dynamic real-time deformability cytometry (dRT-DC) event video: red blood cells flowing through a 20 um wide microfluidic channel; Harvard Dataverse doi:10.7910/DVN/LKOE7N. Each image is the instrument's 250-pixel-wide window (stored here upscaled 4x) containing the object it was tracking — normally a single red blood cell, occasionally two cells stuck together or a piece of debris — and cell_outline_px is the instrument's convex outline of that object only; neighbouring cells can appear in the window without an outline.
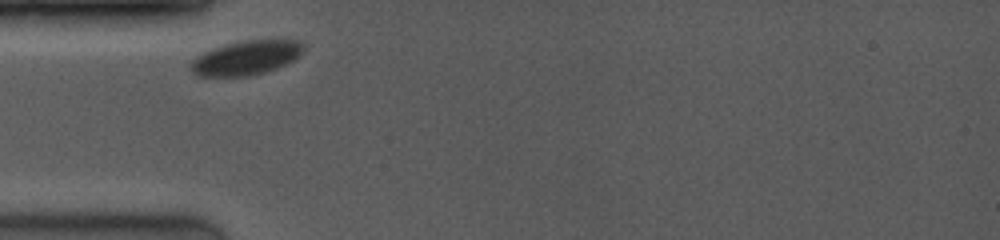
{"species": "common noctule bat (a hibernating species)", "species_latin": "Nyctalus noctula", "temperature_condition": "room temperature", "stored_images_in_passage": 3, "camera_frame_rate_fps": 4000, "um_per_image_px": 0.085, "animal": {"sex": "female", "body_mass_g": 19.0, "forearm_length_mm": 53.3}, "frame": {"image": 1, "passage_image": 1, "time_ms": 0.0, "image_size_px": [1000, 240], "cell_outline_px": [[300, 52], [292, 60], [276, 68], [264, 72], [248, 76], [200, 76], [192, 68], [192, 60], [196, 56], [204, 52], [228, 44], [244, 40], [296, 40], [300, 44]], "centroid_in_image_um": [20.88, 4.92], "position_along_channel_um": 64.1, "area_um2": 21.56}}
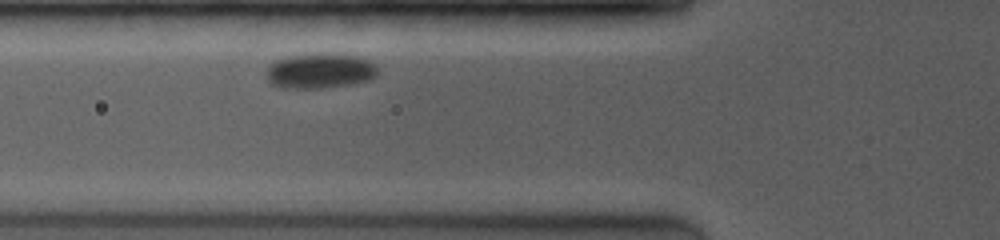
{"frame": {"image": 2, "passage_image": 3, "time_ms": 1.0, "image_size_px": [1000, 240], "cell_outline_px": [[376, 76], [368, 80], [344, 84], [316, 88], [284, 88], [272, 84], [268, 80], [268, 68], [276, 60], [288, 56], [316, 52], [320, 52], [352, 56], [368, 60], [376, 68]], "centroid_in_image_um": [27.15, 6.0], "position_along_channel_um": 98.7, "area_um2": 22.25}}